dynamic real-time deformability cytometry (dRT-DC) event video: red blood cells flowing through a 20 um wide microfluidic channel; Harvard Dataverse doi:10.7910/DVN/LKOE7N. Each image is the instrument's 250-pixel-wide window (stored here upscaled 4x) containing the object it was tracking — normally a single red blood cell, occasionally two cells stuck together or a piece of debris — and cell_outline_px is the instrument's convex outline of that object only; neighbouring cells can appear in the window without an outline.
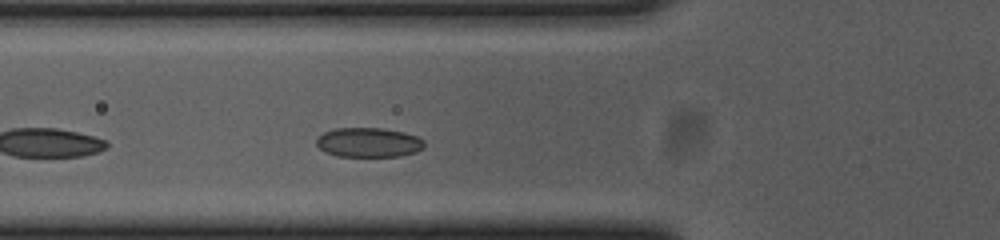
{"species": "common noctule bat (a hibernating species)", "species_latin": "Nyctalus noctula", "temperature_condition": "cold", "stored_images_in_passage": 27, "camera_frame_rate_fps": 3000, "um_per_image_px": 0.085, "animal": {"sex": "female", "body_mass_g": 23.0, "forearm_length_mm": 53.4}, "frame": {"image": 1, "passage_image": 4, "time_ms": 1.0, "image_size_px": [1000, 240], "cell_outline_px": [[424, 148], [416, 152], [400, 156], [336, 156], [324, 152], [316, 144], [316, 140], [324, 132], [336, 128], [380, 128], [404, 132], [416, 136], [424, 140]], "centroid_in_image_um": [31.34, 12.11], "position_along_channel_um": 94.5, "area_um2": 18.55}}
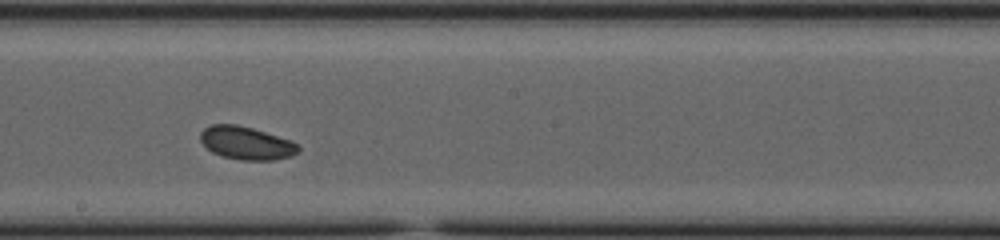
{"frame": {"image": 2, "passage_image": 15, "time_ms": 4.667, "image_size_px": [1000, 240], "cell_outline_px": [[300, 152], [292, 156], [276, 160], [240, 160], [224, 156], [212, 152], [200, 140], [200, 132], [204, 128], [212, 124], [236, 124], [252, 128], [292, 140], [300, 148]], "centroid_in_image_um": [20.97, 12.16], "position_along_channel_um": 227.2, "area_um2": 18.9}}
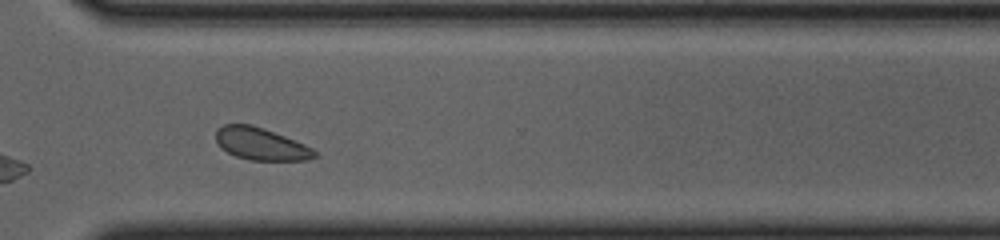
{"frame": {"image": 3, "passage_image": 25, "time_ms": 8.0, "image_size_px": [1000, 240], "cell_outline_px": [[316, 156], [308, 160], [252, 160], [236, 156], [220, 148], [216, 140], [216, 128], [224, 124], [252, 124], [264, 128], [304, 144], [312, 148], [316, 152]], "centroid_in_image_um": [22.14, 12.22], "position_along_channel_um": 348.5, "area_um2": 18.5}, "authors_computed_cell_mechanics": {"area_um2": 18.5538, "velocity_mm_per_s": 3.6234, "shape_relaxation_time_tau1_ms": 9.765, "shape_relaxation_time_tau2_ms": null, "deformation_change_tau1": 0.2156, "deformation_change_tau2": null}}